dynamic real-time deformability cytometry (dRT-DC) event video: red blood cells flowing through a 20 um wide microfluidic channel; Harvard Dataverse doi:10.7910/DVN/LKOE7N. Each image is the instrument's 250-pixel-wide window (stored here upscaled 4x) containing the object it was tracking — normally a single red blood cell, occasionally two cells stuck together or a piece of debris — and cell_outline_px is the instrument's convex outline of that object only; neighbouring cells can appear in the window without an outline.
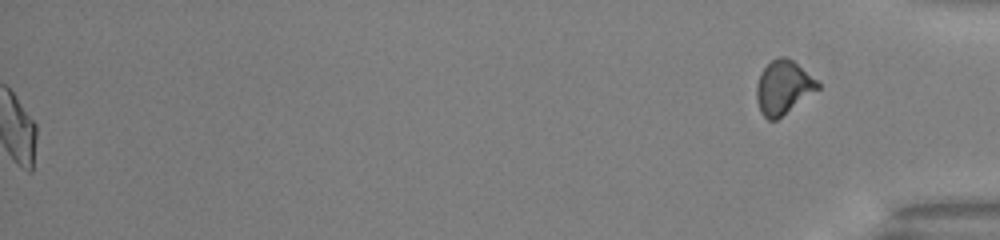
{"species": "common noctule bat (a hibernating species)", "species_latin": "Nyctalus noctula", "temperature_condition": "warm", "stored_images_in_passage": 48, "segment_of_instrument_passage": [2, 2], "camera_frame_rate_fps": 3000, "um_per_image_px": 0.085, "animal": {"sex": "male", "body_mass_g": 13.0, "forearm_length_mm": 53.1}, "frame": {"image": 1, "passage_image": 48, "time_ms": 15.667, "image_size_px": [1000, 240], "cell_outline_px": [[820, 88], [776, 120], [768, 120], [760, 112], [756, 100], [756, 84], [760, 72], [772, 60], [780, 56], [784, 56], [792, 60], [816, 80], [820, 84]], "centroid_in_image_um": [66.54, 7.44], "position_along_channel_um": 368.7, "area_um2": 18.96}}